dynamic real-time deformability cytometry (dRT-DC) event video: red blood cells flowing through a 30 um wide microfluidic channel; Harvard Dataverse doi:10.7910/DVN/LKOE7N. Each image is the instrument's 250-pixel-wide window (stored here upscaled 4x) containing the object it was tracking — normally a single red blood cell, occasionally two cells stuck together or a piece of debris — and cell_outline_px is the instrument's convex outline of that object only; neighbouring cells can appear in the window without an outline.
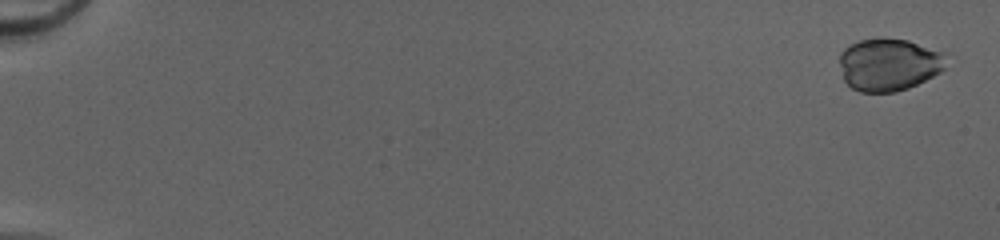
{"species": "common noctule bat (a hibernating species)", "species_latin": "Nyctalus noctula", "temperature_condition": "cold", "stored_images_in_passage": 12, "camera_frame_rate_fps": 3000, "um_per_image_px": 0.085, "animal": {"sex": "female", "body_mass_g": 20.0, "forearm_length_mm": 54.0}, "frame": {"image": 1, "passage_image": 2, "time_ms": 0.333, "image_size_px": [1000, 240], "cell_outline_px": [[944, 68], [940, 72], [908, 88], [896, 92], [860, 92], [852, 88], [844, 80], [840, 64], [840, 52], [848, 44], [860, 40], [876, 36], [908, 40], [944, 52]], "centroid_in_image_um": [75.51, 5.46], "position_along_channel_um": 9.5, "area_um2": 32.83}}